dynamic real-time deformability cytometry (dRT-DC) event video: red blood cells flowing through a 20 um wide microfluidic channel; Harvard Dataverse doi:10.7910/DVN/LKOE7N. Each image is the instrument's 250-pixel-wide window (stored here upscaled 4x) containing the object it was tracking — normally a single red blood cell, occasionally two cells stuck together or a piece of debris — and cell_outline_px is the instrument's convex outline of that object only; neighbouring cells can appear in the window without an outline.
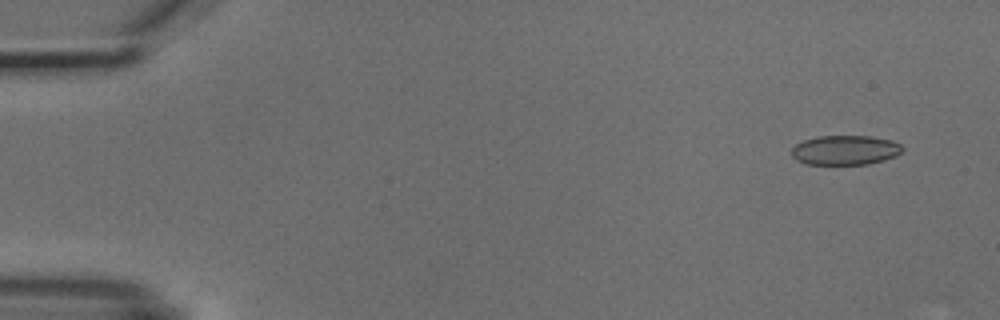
{"species": "common noctule bat (a hibernating species)", "species_latin": "Nyctalus noctula", "temperature_condition": "cold", "stored_images_in_passage": 5, "camera_frame_rate_fps": 3000, "um_per_image_px": 0.085, "animal": {"sex": "male", "body_mass_g": 18.8}, "frame": {"image": 1, "passage_image": 1, "time_ms": 0.0, "image_size_px": [1000, 320], "cell_outline_px": [[904, 148], [896, 156], [884, 160], [868, 164], [804, 164], [796, 160], [792, 156], [792, 148], [796, 144], [804, 140], [816, 136], [868, 136], [892, 140], [900, 144]], "centroid_in_image_um": [71.83, 12.76], "position_along_channel_um": 13.2, "area_um2": 19.13}}
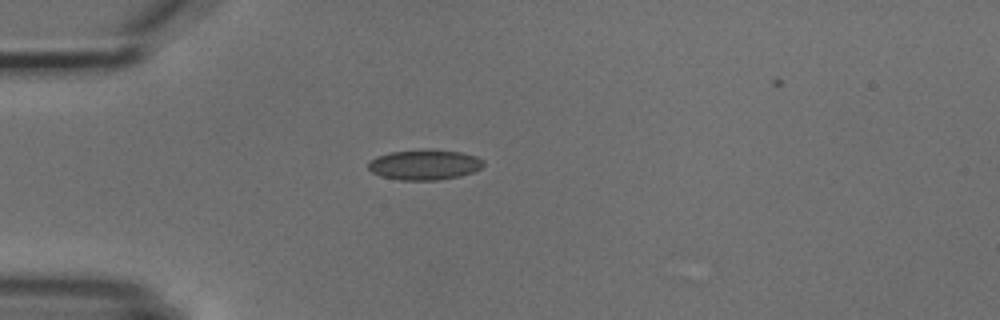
{"frame": {"image": 2, "passage_image": 4, "time_ms": 3.667, "image_size_px": [1000, 320], "cell_outline_px": [[484, 164], [480, 168], [472, 172], [460, 176], [436, 180], [400, 180], [380, 176], [372, 172], [368, 168], [368, 164], [376, 156], [388, 152], [420, 148], [428, 148], [460, 152], [476, 156], [484, 160]], "centroid_in_image_um": [36.07, 13.98], "position_along_channel_um": 48.9, "area_um2": 20.63}}